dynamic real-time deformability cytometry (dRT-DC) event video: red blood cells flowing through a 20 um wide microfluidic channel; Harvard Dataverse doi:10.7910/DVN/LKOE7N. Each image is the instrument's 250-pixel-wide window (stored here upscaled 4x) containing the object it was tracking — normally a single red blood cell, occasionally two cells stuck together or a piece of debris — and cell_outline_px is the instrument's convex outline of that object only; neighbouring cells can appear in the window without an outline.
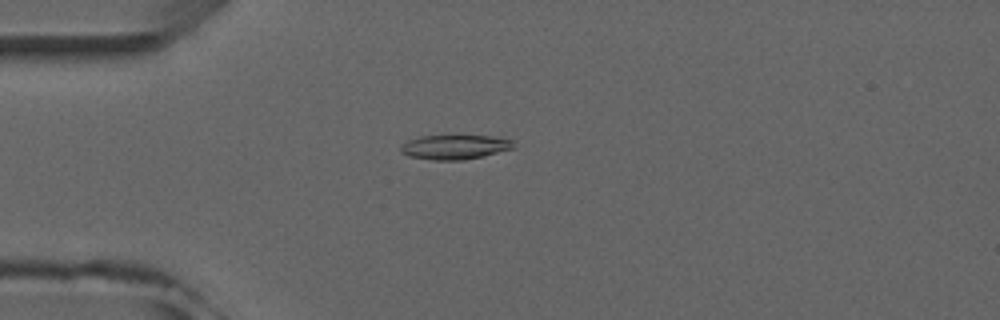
{"species": "common noctule bat (a hibernating species)", "species_latin": "Nyctalus noctula", "temperature_condition": "room temperature", "stored_images_in_passage": 3, "camera_frame_rate_fps": 3000, "um_per_image_px": 0.085, "animal": {"sex": "male", "forearm_length_mm": 52.5}, "frame": {"image": 1, "passage_image": 3, "time_ms": 2.333, "image_size_px": [1000, 320], "cell_outline_px": [[512, 148], [484, 156], [464, 160], [432, 160], [408, 156], [400, 152], [400, 144], [408, 140], [420, 136], [492, 136], [512, 140]], "centroid_in_image_um": [38.58, 12.5], "position_along_channel_um": 46.4, "area_um2": 16.01}}